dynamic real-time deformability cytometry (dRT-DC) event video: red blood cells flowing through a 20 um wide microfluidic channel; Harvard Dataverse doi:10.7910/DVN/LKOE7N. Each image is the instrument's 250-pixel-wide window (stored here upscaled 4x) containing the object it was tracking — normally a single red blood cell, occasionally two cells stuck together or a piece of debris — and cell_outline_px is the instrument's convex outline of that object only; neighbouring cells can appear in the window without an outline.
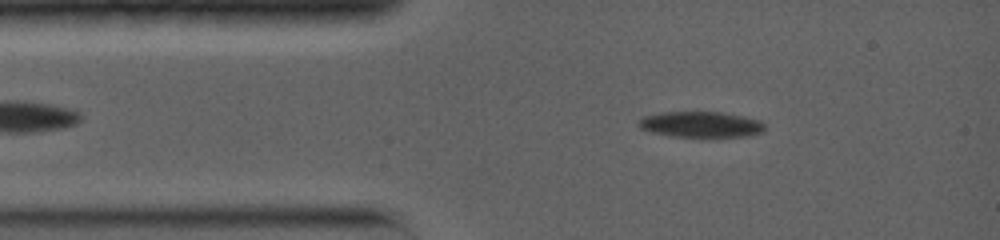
{"species": "common noctule bat (a hibernating species)", "species_latin": "Nyctalus noctula", "temperature_condition": "warm", "stored_images_in_passage": 37, "camera_frame_rate_fps": 5000, "um_per_image_px": 0.085, "animal": {"sex": "female", "body_mass_g": 19.0, "forearm_length_mm": 56.7}, "frame": {"image": 1, "passage_image": 4, "time_ms": 1.2, "image_size_px": [1000, 240], "cell_outline_px": [[764, 132], [744, 136], [716, 140], [672, 136], [652, 132], [640, 128], [636, 124], [644, 116], [660, 112], [720, 112], [744, 116], [760, 120], [764, 124]], "centroid_in_image_um": [59.61, 10.62], "position_along_channel_um": 25.4, "area_um2": 19.83}}
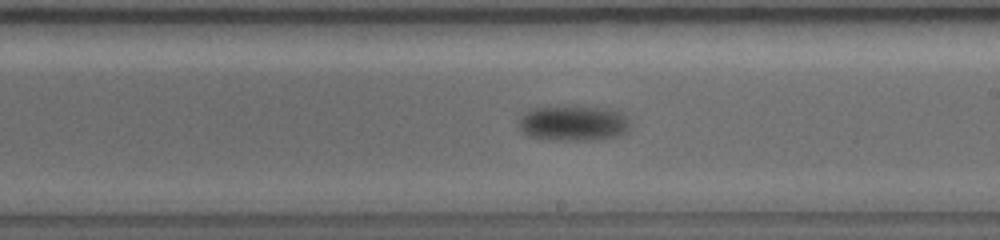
{"frame": {"image": 2, "passage_image": 16, "time_ms": 7.6, "image_size_px": [1000, 240], "cell_outline_px": [[628, 128], [624, 132], [616, 136], [592, 140], [560, 140], [528, 136], [520, 128], [520, 116], [524, 112], [532, 108], [568, 104], [576, 104], [608, 108], [620, 112], [624, 116], [628, 124]], "centroid_in_image_um": [48.69, 10.42], "position_along_channel_um": 240.3, "area_um2": 23.29}}
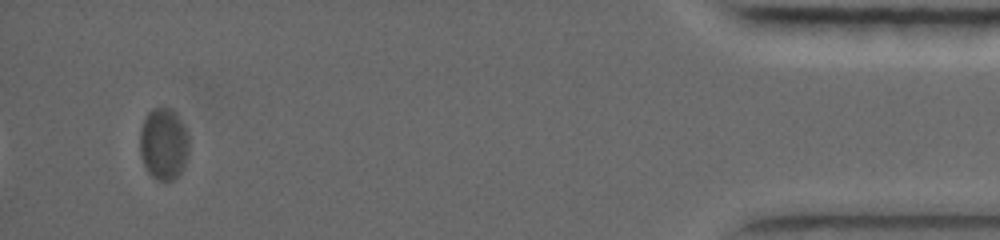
{"frame": {"image": 3, "passage_image": 33, "time_ms": 15.0, "image_size_px": [1000, 240], "cell_outline_px": [[188, 160], [184, 168], [172, 180], [156, 180], [148, 172], [144, 164], [140, 152], [140, 128], [148, 112], [152, 108], [168, 108], [176, 112], [184, 124], [188, 132]], "centroid_in_image_um": [13.93, 12.22], "position_along_channel_um": 421.3, "area_um2": 20.75}, "authors_computed_cell_mechanics": {"area_um2": 21.7328, "velocity_mm_per_s": 3.7342, "shape_relaxation_time_tau1_ms": 2.859, "shape_relaxation_time_tau2_ms": null, "deformation_change_tau1": 0.1109, "deformation_change_tau2": null}}